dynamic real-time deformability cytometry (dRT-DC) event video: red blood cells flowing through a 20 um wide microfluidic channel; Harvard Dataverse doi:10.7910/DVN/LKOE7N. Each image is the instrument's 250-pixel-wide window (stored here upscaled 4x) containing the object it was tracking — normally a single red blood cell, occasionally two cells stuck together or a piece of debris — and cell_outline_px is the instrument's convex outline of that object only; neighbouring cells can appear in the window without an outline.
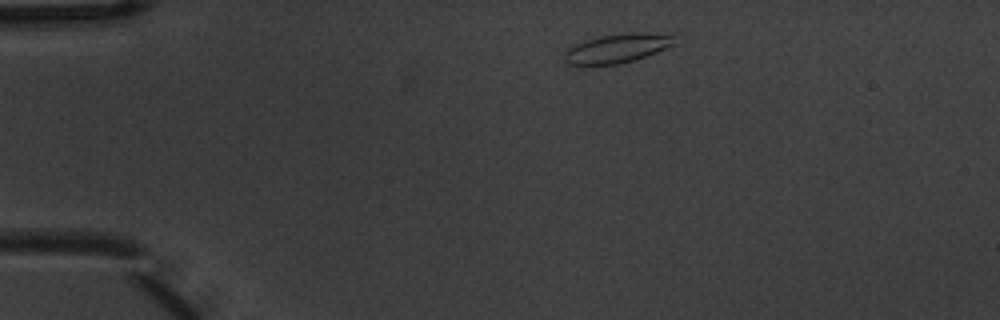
{"species": "common noctule bat (a hibernating species)", "species_latin": "Nyctalus noctula", "temperature_condition": "warm", "stored_images_in_passage": 5, "camera_frame_rate_fps": 3000, "um_per_image_px": 0.085, "animal": {"sex": "male", "body_mass_g": 20.1, "forearm_length_mm": 53.5}, "frame": {"image": 1, "passage_image": 1, "time_ms": 0.0, "image_size_px": [1000, 320], "cell_outline_px": [[676, 44], [636, 60], [620, 64], [568, 64], [564, 60], [564, 52], [568, 48], [576, 44], [600, 36], [628, 32], [644, 32], [672, 36]], "centroid_in_image_um": [52.47, 4.11], "position_along_channel_um": 32.5, "area_um2": 18.38}}
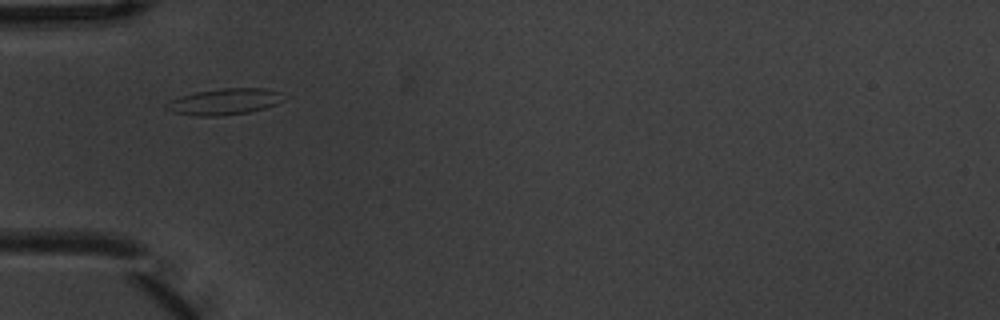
{"frame": {"image": 2, "passage_image": 3, "time_ms": 0.667, "image_size_px": [1000, 320], "cell_outline_px": [[284, 100], [276, 104], [252, 112], [216, 116], [196, 116], [172, 112], [164, 108], [164, 104], [180, 96], [196, 92], [220, 88], [264, 88], [280, 92]], "centroid_in_image_um": [19.06, 8.64], "position_along_channel_um": 65.9, "area_um2": 17.98}}
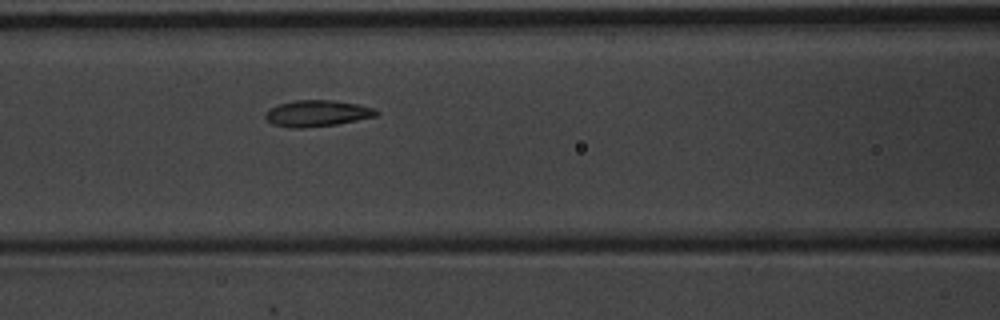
{"frame": {"image": 3, "passage_image": 5, "time_ms": 1.333, "image_size_px": [1000, 320], "cell_outline_px": [[380, 112], [376, 116], [336, 124], [300, 128], [292, 128], [272, 124], [264, 116], [264, 112], [280, 104], [296, 100], [332, 100], [360, 104], [376, 108]], "centroid_in_image_um": [26.99, 9.63], "position_along_channel_um": 139.6, "area_um2": 16.94}}